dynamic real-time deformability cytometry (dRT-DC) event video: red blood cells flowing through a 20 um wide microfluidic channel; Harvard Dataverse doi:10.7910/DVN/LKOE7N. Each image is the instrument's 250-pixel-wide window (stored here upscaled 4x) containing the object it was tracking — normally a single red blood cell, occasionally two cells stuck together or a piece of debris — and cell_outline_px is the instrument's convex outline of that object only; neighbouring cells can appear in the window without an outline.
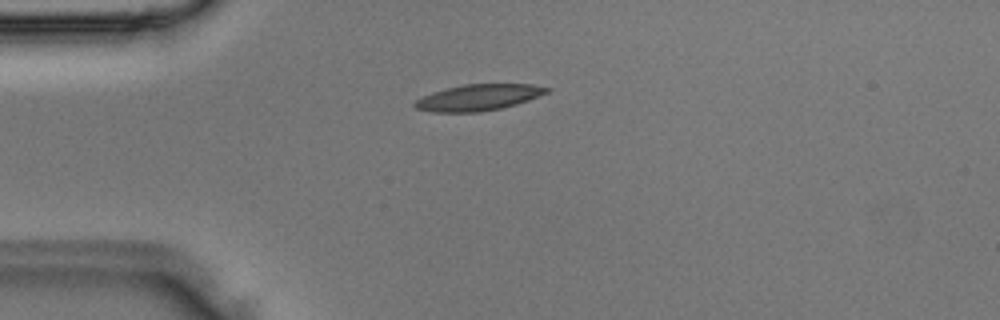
{"species": "Egyptian fruit bat (a non-hibernating species)", "species_latin": "Rousettus aegyptiacus", "temperature_condition": "room temperature", "stored_images_in_passage": 4, "camera_frame_rate_fps": 3000, "um_per_image_px": 0.085, "animal": {"sex": "male"}, "frame": {"image": 1, "passage_image": 3, "time_ms": 0.667, "image_size_px": [1000, 320], "cell_outline_px": [[552, 88], [548, 92], [528, 100], [516, 104], [500, 108], [480, 112], [432, 112], [416, 108], [412, 104], [416, 100], [432, 92], [444, 88], [464, 84], [532, 84]], "centroid_in_image_um": [40.65, 8.28], "position_along_channel_um": 44.3, "area_um2": 20.11}}
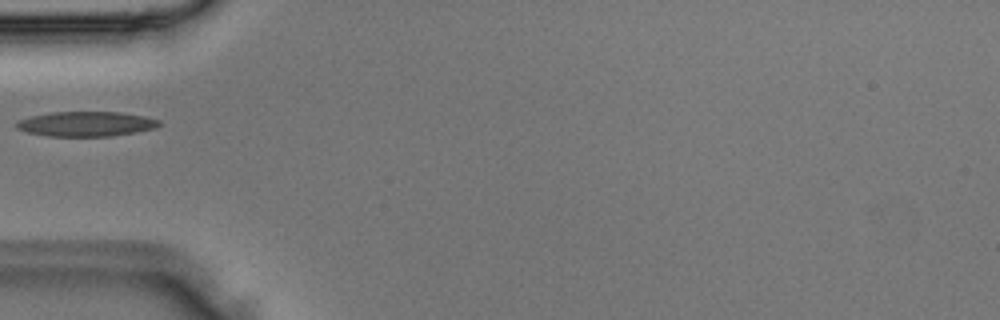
{"frame": {"image": 2, "passage_image": 4, "time_ms": 1.0, "image_size_px": [1000, 320], "cell_outline_px": [[160, 124], [156, 128], [136, 132], [112, 136], [48, 136], [28, 132], [16, 128], [16, 120], [32, 116], [52, 112], [120, 112], [144, 116], [160, 120]], "centroid_in_image_um": [7.32, 10.53], "position_along_channel_um": 77.7, "area_um2": 20.63}}